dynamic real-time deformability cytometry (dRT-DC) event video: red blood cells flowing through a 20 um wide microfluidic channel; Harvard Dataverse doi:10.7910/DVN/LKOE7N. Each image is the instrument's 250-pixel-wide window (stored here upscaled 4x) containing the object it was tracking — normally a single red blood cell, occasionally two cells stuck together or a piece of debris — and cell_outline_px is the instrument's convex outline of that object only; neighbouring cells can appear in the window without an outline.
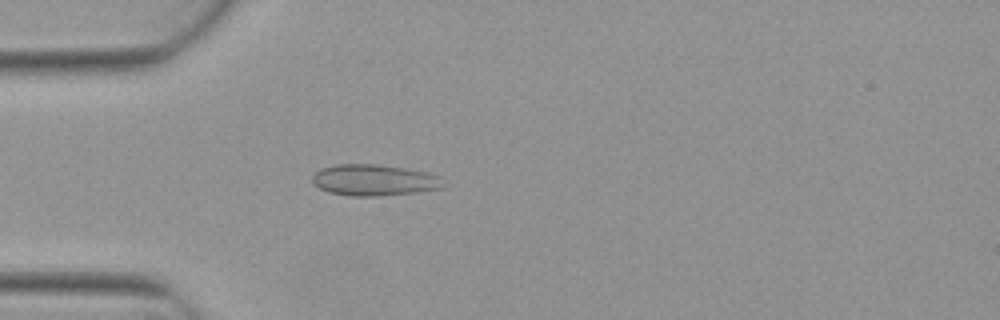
{"species": "Egyptian fruit bat (a non-hibernating species)", "species_latin": "Rousettus aegyptiacus", "temperature_condition": "warm", "stored_images_in_passage": 2, "camera_frame_rate_fps": 3000, "um_per_image_px": 0.085, "animal": {"sex": "female"}, "frame": {"image": 1, "passage_image": 2, "time_ms": 0.333, "image_size_px": [1000, 320], "cell_outline_px": [[444, 188], [416, 192], [376, 196], [352, 196], [328, 192], [312, 184], [312, 176], [320, 168], [336, 164], [376, 164], [428, 172], [440, 176], [444, 184]], "centroid_in_image_um": [31.79, 15.31], "position_along_channel_um": 53.2, "area_um2": 23.93}}